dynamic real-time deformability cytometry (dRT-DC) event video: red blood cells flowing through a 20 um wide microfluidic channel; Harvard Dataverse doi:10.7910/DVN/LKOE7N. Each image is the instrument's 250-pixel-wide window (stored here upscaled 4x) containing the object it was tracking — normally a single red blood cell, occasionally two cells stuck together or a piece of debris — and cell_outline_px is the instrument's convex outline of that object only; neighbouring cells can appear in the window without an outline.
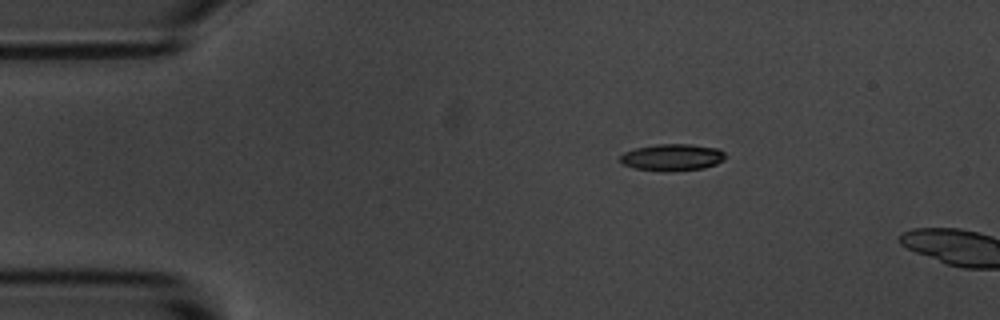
{"species": "common noctule bat (a hibernating species)", "species_latin": "Nyctalus noctula", "temperature_condition": "room temperature", "stored_images_in_passage": 44, "camera_frame_rate_fps": 3000, "um_per_image_px": 0.085, "animal": {"sex": "male", "body_mass_g": 20.1, "forearm_length_mm": 53.5}, "frame": {"image": 1, "passage_image": 2, "time_ms": 0.333, "image_size_px": [1000, 320], "cell_outline_px": [[728, 156], [724, 160], [716, 164], [704, 168], [668, 172], [664, 172], [636, 168], [624, 164], [620, 160], [620, 156], [624, 152], [636, 148], [656, 144], [692, 144], [716, 148], [724, 152]], "centroid_in_image_um": [57.18, 13.37], "position_along_channel_um": 27.8, "area_um2": 16.53}}
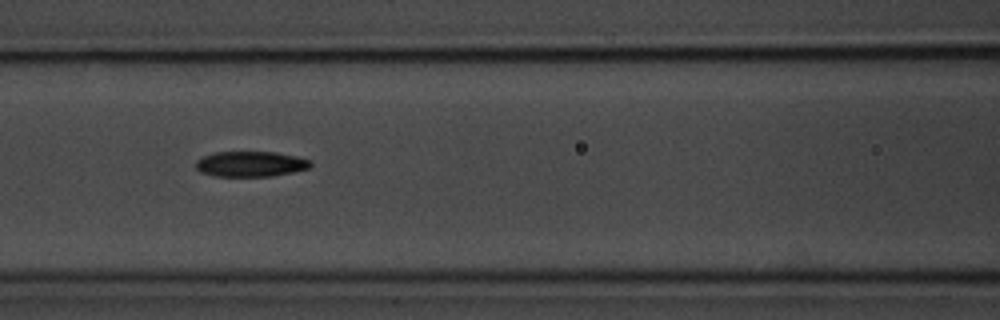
{"frame": {"image": 2, "passage_image": 16, "time_ms": 5.0, "image_size_px": [1000, 320], "cell_outline_px": [[312, 164], [308, 168], [292, 172], [272, 176], [212, 176], [200, 172], [196, 168], [196, 160], [204, 156], [216, 152], [276, 152], [296, 156], [308, 160]], "centroid_in_image_um": [21.27, 13.94], "position_along_channel_um": 145.3, "area_um2": 16.88}}
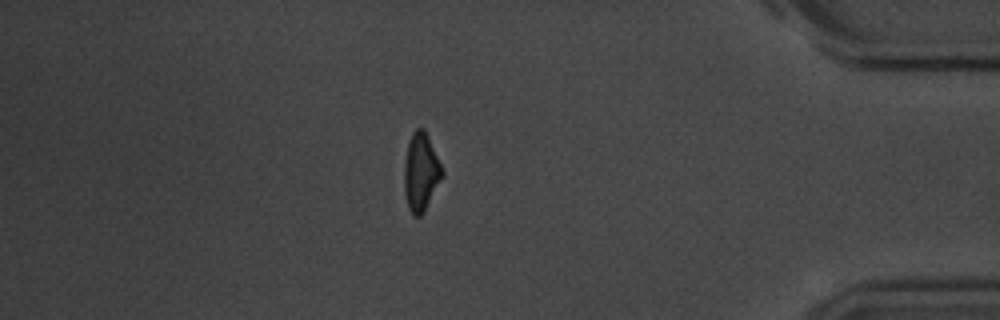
{"frame": {"image": 3, "passage_image": 40, "time_ms": 13.0, "image_size_px": [1000, 320], "cell_outline_px": [[444, 176], [424, 212], [420, 216], [412, 216], [408, 208], [404, 192], [404, 160], [408, 140], [412, 132], [416, 128], [424, 128], [428, 136], [444, 172]], "centroid_in_image_um": [35.77, 14.64], "position_along_channel_um": 399.4, "area_um2": 17.57}}